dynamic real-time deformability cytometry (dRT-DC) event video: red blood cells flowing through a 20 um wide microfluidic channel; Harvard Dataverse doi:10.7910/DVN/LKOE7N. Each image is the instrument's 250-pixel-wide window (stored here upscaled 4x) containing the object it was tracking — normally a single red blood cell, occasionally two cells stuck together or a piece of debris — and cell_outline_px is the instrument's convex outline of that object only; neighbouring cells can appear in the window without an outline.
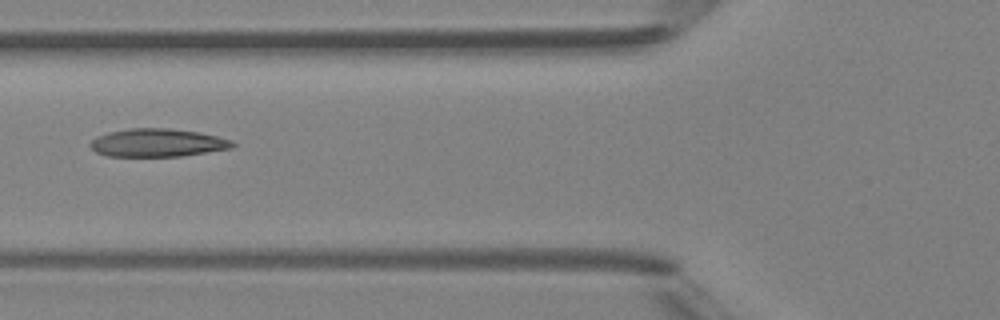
{"species": "Egyptian fruit bat (a non-hibernating species)", "species_latin": "Rousettus aegyptiacus", "temperature_condition": "room temperature", "stored_images_in_passage": 3, "camera_frame_rate_fps": 3000, "um_per_image_px": 0.085, "animal": {"sex": "female"}, "frame": {"image": 1, "passage_image": 3, "time_ms": 2.0, "image_size_px": [1000, 320], "cell_outline_px": [[236, 144], [232, 148], [180, 156], [108, 156], [96, 152], [88, 144], [96, 136], [108, 132], [132, 128], [168, 128], [196, 132], [216, 136], [232, 140]], "centroid_in_image_um": [13.36, 12.13], "position_along_channel_um": 112.4, "area_um2": 23.12}}